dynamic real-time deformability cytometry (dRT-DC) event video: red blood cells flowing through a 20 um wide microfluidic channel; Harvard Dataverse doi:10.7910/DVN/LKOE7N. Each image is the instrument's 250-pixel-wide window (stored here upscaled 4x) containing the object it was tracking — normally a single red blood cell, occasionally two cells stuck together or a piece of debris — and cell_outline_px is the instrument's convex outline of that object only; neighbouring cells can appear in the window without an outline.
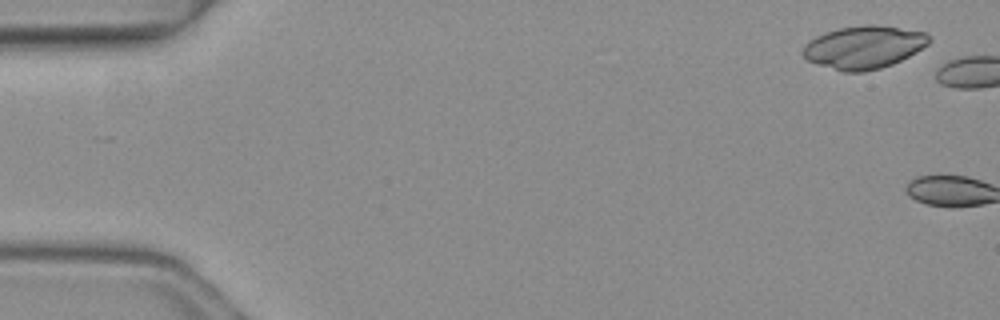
{"species": "common noctule bat (a hibernating species)", "species_latin": "Nyctalus noctula", "temperature_condition": "warm", "stored_images_in_passage": 9, "camera_frame_rate_fps": 3000, "um_per_image_px": 0.085, "animal": {"sex": "female", "body_mass_g": 19.3, "forearm_length_mm": 54.1}, "frame": {"image": 1, "passage_image": 1, "time_ms": 0.0, "image_size_px": [1000, 320], "cell_outline_px": [[932, 40], [928, 44], [916, 52], [892, 64], [880, 68], [864, 72], [844, 72], [816, 64], [808, 60], [800, 52], [804, 44], [808, 40], [824, 32], [840, 28], [864, 24], [880, 24], [928, 32]], "centroid_in_image_um": [73.43, 3.99], "position_along_channel_um": 11.6, "area_um2": 31.96}}